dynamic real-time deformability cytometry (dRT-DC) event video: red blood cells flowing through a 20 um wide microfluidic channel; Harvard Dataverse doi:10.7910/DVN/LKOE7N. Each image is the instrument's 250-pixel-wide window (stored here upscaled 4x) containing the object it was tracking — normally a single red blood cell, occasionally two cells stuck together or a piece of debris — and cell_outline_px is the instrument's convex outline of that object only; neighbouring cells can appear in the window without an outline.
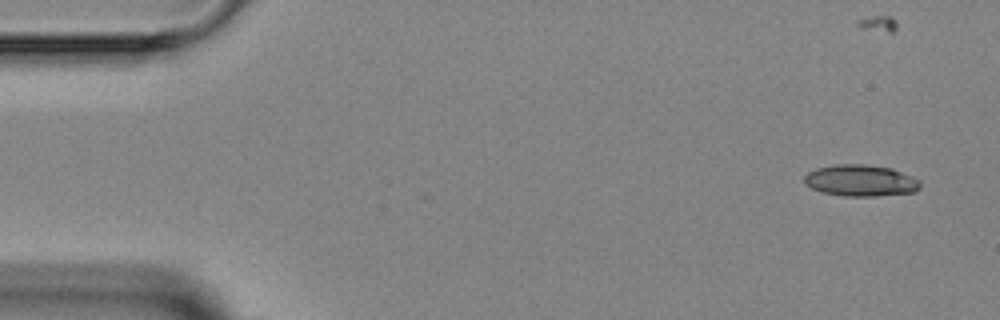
{"species": "Egyptian fruit bat (a non-hibernating species)", "species_latin": "Rousettus aegyptiacus", "temperature_condition": "room temperature", "stored_images_in_passage": 6, "segment_of_instrument_passage": [2, 2], "camera_frame_rate_fps": 3000, "um_per_image_px": 0.085, "animal": {"sex": "female"}, "frame": {"image": 1, "passage_image": 6, "time_ms": 7.0, "image_size_px": [1000, 320], "cell_outline_px": [[920, 188], [916, 192], [876, 196], [844, 196], [820, 192], [804, 184], [804, 176], [808, 172], [816, 168], [832, 164], [864, 164], [892, 168], [920, 180]], "centroid_in_image_um": [73.14, 15.35], "position_along_channel_um": 11.9, "area_um2": 21.5}}